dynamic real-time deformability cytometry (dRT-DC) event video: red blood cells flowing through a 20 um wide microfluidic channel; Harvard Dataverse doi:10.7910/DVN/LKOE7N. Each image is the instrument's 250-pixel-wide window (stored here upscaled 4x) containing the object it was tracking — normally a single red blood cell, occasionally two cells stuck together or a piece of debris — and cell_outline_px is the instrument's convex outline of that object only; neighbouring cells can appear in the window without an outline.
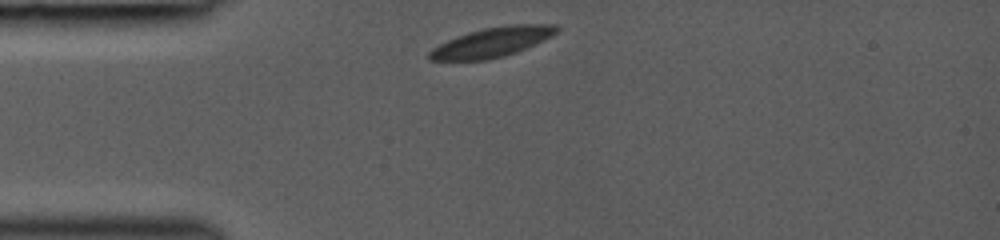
{"species": "common noctule bat (a hibernating species)", "species_latin": "Nyctalus noctula", "temperature_condition": "room temperature", "stored_images_in_passage": 4, "camera_frame_rate_fps": 3000, "um_per_image_px": 0.085, "animal": {"sex": "female", "body_mass_g": 19.0, "forearm_length_mm": 53.3}, "frame": {"image": 1, "passage_image": 1, "time_ms": 0.0, "image_size_px": [1000, 240], "cell_outline_px": [[560, 28], [552, 36], [544, 40], [516, 52], [504, 56], [488, 60], [428, 60], [428, 52], [432, 48], [456, 36], [468, 32], [484, 28], [512, 24], [556, 24]], "centroid_in_image_um": [41.83, 3.58], "position_along_channel_um": 43.2, "area_um2": 21.96}}
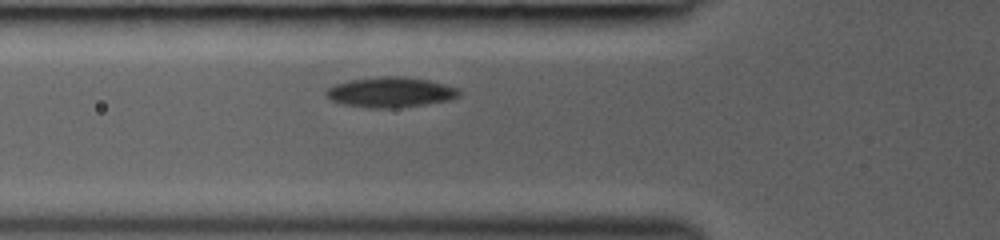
{"frame": {"image": 2, "passage_image": 4, "time_ms": 1.667, "image_size_px": [1000, 240], "cell_outline_px": [[460, 96], [448, 100], [424, 104], [396, 108], [368, 108], [340, 104], [332, 100], [324, 92], [328, 88], [336, 84], [352, 80], [380, 76], [404, 76], [428, 80], [444, 84], [456, 88], [460, 92]], "centroid_in_image_um": [33.18, 7.84], "position_along_channel_um": 92.6, "area_um2": 23.29}}